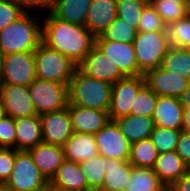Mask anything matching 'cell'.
I'll use <instances>...</instances> for the list:
<instances>
[{"instance_id": "f35d334b", "label": "cell", "mask_w": 190, "mask_h": 191, "mask_svg": "<svg viewBox=\"0 0 190 191\" xmlns=\"http://www.w3.org/2000/svg\"><path fill=\"white\" fill-rule=\"evenodd\" d=\"M15 119L4 116L0 120V148L16 149Z\"/></svg>"}, {"instance_id": "ee69618b", "label": "cell", "mask_w": 190, "mask_h": 191, "mask_svg": "<svg viewBox=\"0 0 190 191\" xmlns=\"http://www.w3.org/2000/svg\"><path fill=\"white\" fill-rule=\"evenodd\" d=\"M182 131L190 134V106L183 107Z\"/></svg>"}, {"instance_id": "2e32d148", "label": "cell", "mask_w": 190, "mask_h": 191, "mask_svg": "<svg viewBox=\"0 0 190 191\" xmlns=\"http://www.w3.org/2000/svg\"><path fill=\"white\" fill-rule=\"evenodd\" d=\"M68 108L74 132L95 134L110 121L107 111L84 108L70 103Z\"/></svg>"}, {"instance_id": "83f0119b", "label": "cell", "mask_w": 190, "mask_h": 191, "mask_svg": "<svg viewBox=\"0 0 190 191\" xmlns=\"http://www.w3.org/2000/svg\"><path fill=\"white\" fill-rule=\"evenodd\" d=\"M158 156L156 146L149 137L131 144L128 162L136 168H153Z\"/></svg>"}, {"instance_id": "f546056e", "label": "cell", "mask_w": 190, "mask_h": 191, "mask_svg": "<svg viewBox=\"0 0 190 191\" xmlns=\"http://www.w3.org/2000/svg\"><path fill=\"white\" fill-rule=\"evenodd\" d=\"M137 35V29L119 17L103 31L95 41H115L119 43H133Z\"/></svg>"}, {"instance_id": "db71d44e", "label": "cell", "mask_w": 190, "mask_h": 191, "mask_svg": "<svg viewBox=\"0 0 190 191\" xmlns=\"http://www.w3.org/2000/svg\"><path fill=\"white\" fill-rule=\"evenodd\" d=\"M44 191H57V190H55V189H52L50 186L47 188V189H45Z\"/></svg>"}, {"instance_id": "ffe728a7", "label": "cell", "mask_w": 190, "mask_h": 191, "mask_svg": "<svg viewBox=\"0 0 190 191\" xmlns=\"http://www.w3.org/2000/svg\"><path fill=\"white\" fill-rule=\"evenodd\" d=\"M116 17L117 0H92L85 27L97 37L103 33Z\"/></svg>"}, {"instance_id": "6da1fadb", "label": "cell", "mask_w": 190, "mask_h": 191, "mask_svg": "<svg viewBox=\"0 0 190 191\" xmlns=\"http://www.w3.org/2000/svg\"><path fill=\"white\" fill-rule=\"evenodd\" d=\"M42 21V42L78 65L95 46V36L84 25L71 24L48 12Z\"/></svg>"}, {"instance_id": "52a82bcc", "label": "cell", "mask_w": 190, "mask_h": 191, "mask_svg": "<svg viewBox=\"0 0 190 191\" xmlns=\"http://www.w3.org/2000/svg\"><path fill=\"white\" fill-rule=\"evenodd\" d=\"M28 88L37 115L68 107V85L36 78Z\"/></svg>"}, {"instance_id": "7402d4cb", "label": "cell", "mask_w": 190, "mask_h": 191, "mask_svg": "<svg viewBox=\"0 0 190 191\" xmlns=\"http://www.w3.org/2000/svg\"><path fill=\"white\" fill-rule=\"evenodd\" d=\"M152 169L165 186L171 187L190 167L176 151H171L159 154Z\"/></svg>"}, {"instance_id": "7bdbcfd3", "label": "cell", "mask_w": 190, "mask_h": 191, "mask_svg": "<svg viewBox=\"0 0 190 191\" xmlns=\"http://www.w3.org/2000/svg\"><path fill=\"white\" fill-rule=\"evenodd\" d=\"M171 188L174 191H190V169Z\"/></svg>"}, {"instance_id": "ac0fdd59", "label": "cell", "mask_w": 190, "mask_h": 191, "mask_svg": "<svg viewBox=\"0 0 190 191\" xmlns=\"http://www.w3.org/2000/svg\"><path fill=\"white\" fill-rule=\"evenodd\" d=\"M57 191H88L87 181L79 163L65 160L49 181Z\"/></svg>"}, {"instance_id": "8992f818", "label": "cell", "mask_w": 190, "mask_h": 191, "mask_svg": "<svg viewBox=\"0 0 190 191\" xmlns=\"http://www.w3.org/2000/svg\"><path fill=\"white\" fill-rule=\"evenodd\" d=\"M7 191H44L49 181L39 171L27 150L16 153L13 170L4 183Z\"/></svg>"}, {"instance_id": "ba28073f", "label": "cell", "mask_w": 190, "mask_h": 191, "mask_svg": "<svg viewBox=\"0 0 190 191\" xmlns=\"http://www.w3.org/2000/svg\"><path fill=\"white\" fill-rule=\"evenodd\" d=\"M36 79L34 52L5 55L0 73V84L29 87Z\"/></svg>"}, {"instance_id": "cb8c5ba5", "label": "cell", "mask_w": 190, "mask_h": 191, "mask_svg": "<svg viewBox=\"0 0 190 191\" xmlns=\"http://www.w3.org/2000/svg\"><path fill=\"white\" fill-rule=\"evenodd\" d=\"M16 150H29L42 141L39 115L15 119Z\"/></svg>"}, {"instance_id": "836d02e7", "label": "cell", "mask_w": 190, "mask_h": 191, "mask_svg": "<svg viewBox=\"0 0 190 191\" xmlns=\"http://www.w3.org/2000/svg\"><path fill=\"white\" fill-rule=\"evenodd\" d=\"M170 44L179 48L190 46V13L167 26Z\"/></svg>"}, {"instance_id": "bcb514c9", "label": "cell", "mask_w": 190, "mask_h": 191, "mask_svg": "<svg viewBox=\"0 0 190 191\" xmlns=\"http://www.w3.org/2000/svg\"><path fill=\"white\" fill-rule=\"evenodd\" d=\"M167 1H170L172 3H177V4L184 5L190 11V2H189V0H167Z\"/></svg>"}, {"instance_id": "8d00e7d4", "label": "cell", "mask_w": 190, "mask_h": 191, "mask_svg": "<svg viewBox=\"0 0 190 191\" xmlns=\"http://www.w3.org/2000/svg\"><path fill=\"white\" fill-rule=\"evenodd\" d=\"M167 32V26L157 14L152 4L145 5L137 32Z\"/></svg>"}, {"instance_id": "9a60e30c", "label": "cell", "mask_w": 190, "mask_h": 191, "mask_svg": "<svg viewBox=\"0 0 190 191\" xmlns=\"http://www.w3.org/2000/svg\"><path fill=\"white\" fill-rule=\"evenodd\" d=\"M146 85L157 95L180 98L190 82L184 77L172 74L161 67L148 71Z\"/></svg>"}, {"instance_id": "7c38bea8", "label": "cell", "mask_w": 190, "mask_h": 191, "mask_svg": "<svg viewBox=\"0 0 190 191\" xmlns=\"http://www.w3.org/2000/svg\"><path fill=\"white\" fill-rule=\"evenodd\" d=\"M0 100L6 116L13 119L37 115L26 86L0 84Z\"/></svg>"}, {"instance_id": "b9f144b4", "label": "cell", "mask_w": 190, "mask_h": 191, "mask_svg": "<svg viewBox=\"0 0 190 191\" xmlns=\"http://www.w3.org/2000/svg\"><path fill=\"white\" fill-rule=\"evenodd\" d=\"M20 4L25 10L34 8L50 9L53 0H14Z\"/></svg>"}, {"instance_id": "f5cc1de1", "label": "cell", "mask_w": 190, "mask_h": 191, "mask_svg": "<svg viewBox=\"0 0 190 191\" xmlns=\"http://www.w3.org/2000/svg\"><path fill=\"white\" fill-rule=\"evenodd\" d=\"M162 191H174L171 187L165 186V188Z\"/></svg>"}, {"instance_id": "d6a6232c", "label": "cell", "mask_w": 190, "mask_h": 191, "mask_svg": "<svg viewBox=\"0 0 190 191\" xmlns=\"http://www.w3.org/2000/svg\"><path fill=\"white\" fill-rule=\"evenodd\" d=\"M158 96L145 84L137 93L131 115L153 117Z\"/></svg>"}, {"instance_id": "816d5d0a", "label": "cell", "mask_w": 190, "mask_h": 191, "mask_svg": "<svg viewBox=\"0 0 190 191\" xmlns=\"http://www.w3.org/2000/svg\"><path fill=\"white\" fill-rule=\"evenodd\" d=\"M90 191H111V190H108V189H105V188H96V189H93V190H90Z\"/></svg>"}, {"instance_id": "3957f363", "label": "cell", "mask_w": 190, "mask_h": 191, "mask_svg": "<svg viewBox=\"0 0 190 191\" xmlns=\"http://www.w3.org/2000/svg\"><path fill=\"white\" fill-rule=\"evenodd\" d=\"M111 93L112 84L87 76L77 68L69 84V103L108 112Z\"/></svg>"}, {"instance_id": "f6af8a7d", "label": "cell", "mask_w": 190, "mask_h": 191, "mask_svg": "<svg viewBox=\"0 0 190 191\" xmlns=\"http://www.w3.org/2000/svg\"><path fill=\"white\" fill-rule=\"evenodd\" d=\"M179 99L183 107L190 106V82L188 83L187 88L183 91V94Z\"/></svg>"}, {"instance_id": "7dc6e473", "label": "cell", "mask_w": 190, "mask_h": 191, "mask_svg": "<svg viewBox=\"0 0 190 191\" xmlns=\"http://www.w3.org/2000/svg\"><path fill=\"white\" fill-rule=\"evenodd\" d=\"M4 107L2 106V102L0 100V120L5 116Z\"/></svg>"}, {"instance_id": "f1b7e54d", "label": "cell", "mask_w": 190, "mask_h": 191, "mask_svg": "<svg viewBox=\"0 0 190 191\" xmlns=\"http://www.w3.org/2000/svg\"><path fill=\"white\" fill-rule=\"evenodd\" d=\"M165 185L152 168H132L131 177L124 191H162Z\"/></svg>"}, {"instance_id": "11a10c76", "label": "cell", "mask_w": 190, "mask_h": 191, "mask_svg": "<svg viewBox=\"0 0 190 191\" xmlns=\"http://www.w3.org/2000/svg\"><path fill=\"white\" fill-rule=\"evenodd\" d=\"M186 49H187V51H188V53L190 55V46H188Z\"/></svg>"}, {"instance_id": "d590c367", "label": "cell", "mask_w": 190, "mask_h": 191, "mask_svg": "<svg viewBox=\"0 0 190 191\" xmlns=\"http://www.w3.org/2000/svg\"><path fill=\"white\" fill-rule=\"evenodd\" d=\"M144 6L134 0H117V17L138 29Z\"/></svg>"}, {"instance_id": "74e56055", "label": "cell", "mask_w": 190, "mask_h": 191, "mask_svg": "<svg viewBox=\"0 0 190 191\" xmlns=\"http://www.w3.org/2000/svg\"><path fill=\"white\" fill-rule=\"evenodd\" d=\"M25 11L14 0H0V31L15 22Z\"/></svg>"}, {"instance_id": "ab89813d", "label": "cell", "mask_w": 190, "mask_h": 191, "mask_svg": "<svg viewBox=\"0 0 190 191\" xmlns=\"http://www.w3.org/2000/svg\"><path fill=\"white\" fill-rule=\"evenodd\" d=\"M18 151L14 148H0V182L5 183L9 178Z\"/></svg>"}, {"instance_id": "60d3db41", "label": "cell", "mask_w": 190, "mask_h": 191, "mask_svg": "<svg viewBox=\"0 0 190 191\" xmlns=\"http://www.w3.org/2000/svg\"><path fill=\"white\" fill-rule=\"evenodd\" d=\"M175 151L190 167V134L181 132Z\"/></svg>"}, {"instance_id": "277c9868", "label": "cell", "mask_w": 190, "mask_h": 191, "mask_svg": "<svg viewBox=\"0 0 190 191\" xmlns=\"http://www.w3.org/2000/svg\"><path fill=\"white\" fill-rule=\"evenodd\" d=\"M36 78L70 84L77 66L67 56L41 42L34 51Z\"/></svg>"}, {"instance_id": "d4e9b609", "label": "cell", "mask_w": 190, "mask_h": 191, "mask_svg": "<svg viewBox=\"0 0 190 191\" xmlns=\"http://www.w3.org/2000/svg\"><path fill=\"white\" fill-rule=\"evenodd\" d=\"M104 168L106 174L102 188L111 191H124L131 177L133 166L128 161L105 158Z\"/></svg>"}, {"instance_id": "7a4b0ae2", "label": "cell", "mask_w": 190, "mask_h": 191, "mask_svg": "<svg viewBox=\"0 0 190 191\" xmlns=\"http://www.w3.org/2000/svg\"><path fill=\"white\" fill-rule=\"evenodd\" d=\"M26 10L15 22L0 31V50L5 55L34 52L42 42V23Z\"/></svg>"}, {"instance_id": "e575fe53", "label": "cell", "mask_w": 190, "mask_h": 191, "mask_svg": "<svg viewBox=\"0 0 190 191\" xmlns=\"http://www.w3.org/2000/svg\"><path fill=\"white\" fill-rule=\"evenodd\" d=\"M151 4L166 26L190 13L184 5L167 0H152Z\"/></svg>"}, {"instance_id": "c3c4849f", "label": "cell", "mask_w": 190, "mask_h": 191, "mask_svg": "<svg viewBox=\"0 0 190 191\" xmlns=\"http://www.w3.org/2000/svg\"><path fill=\"white\" fill-rule=\"evenodd\" d=\"M134 1H137L143 5H149L152 2V0H134Z\"/></svg>"}, {"instance_id": "9c48e42d", "label": "cell", "mask_w": 190, "mask_h": 191, "mask_svg": "<svg viewBox=\"0 0 190 191\" xmlns=\"http://www.w3.org/2000/svg\"><path fill=\"white\" fill-rule=\"evenodd\" d=\"M146 84L144 75L125 76L112 84L109 118L114 121L128 116L139 90Z\"/></svg>"}, {"instance_id": "30bf717a", "label": "cell", "mask_w": 190, "mask_h": 191, "mask_svg": "<svg viewBox=\"0 0 190 191\" xmlns=\"http://www.w3.org/2000/svg\"><path fill=\"white\" fill-rule=\"evenodd\" d=\"M99 155L121 161H129L131 143L121 133L115 121H109L102 129L94 134Z\"/></svg>"}, {"instance_id": "5b68a950", "label": "cell", "mask_w": 190, "mask_h": 191, "mask_svg": "<svg viewBox=\"0 0 190 191\" xmlns=\"http://www.w3.org/2000/svg\"><path fill=\"white\" fill-rule=\"evenodd\" d=\"M138 70L142 75L161 66L170 48L168 32H137L133 42Z\"/></svg>"}, {"instance_id": "5bb4252c", "label": "cell", "mask_w": 190, "mask_h": 191, "mask_svg": "<svg viewBox=\"0 0 190 191\" xmlns=\"http://www.w3.org/2000/svg\"><path fill=\"white\" fill-rule=\"evenodd\" d=\"M77 68L87 76L110 84H115L125 77L117 65L109 61L96 46L78 64Z\"/></svg>"}, {"instance_id": "1f68e13d", "label": "cell", "mask_w": 190, "mask_h": 191, "mask_svg": "<svg viewBox=\"0 0 190 191\" xmlns=\"http://www.w3.org/2000/svg\"><path fill=\"white\" fill-rule=\"evenodd\" d=\"M182 130L162 128L155 125L150 139L159 154L175 151Z\"/></svg>"}, {"instance_id": "44dd1931", "label": "cell", "mask_w": 190, "mask_h": 191, "mask_svg": "<svg viewBox=\"0 0 190 191\" xmlns=\"http://www.w3.org/2000/svg\"><path fill=\"white\" fill-rule=\"evenodd\" d=\"M65 160L80 163L99 154L94 134L73 132L64 143Z\"/></svg>"}, {"instance_id": "4316f807", "label": "cell", "mask_w": 190, "mask_h": 191, "mask_svg": "<svg viewBox=\"0 0 190 191\" xmlns=\"http://www.w3.org/2000/svg\"><path fill=\"white\" fill-rule=\"evenodd\" d=\"M160 67L190 81V55L186 48L171 45Z\"/></svg>"}, {"instance_id": "681fc988", "label": "cell", "mask_w": 190, "mask_h": 191, "mask_svg": "<svg viewBox=\"0 0 190 191\" xmlns=\"http://www.w3.org/2000/svg\"><path fill=\"white\" fill-rule=\"evenodd\" d=\"M3 58H4V54H3L2 51L0 50V73H1L2 64H3Z\"/></svg>"}, {"instance_id": "603a6c76", "label": "cell", "mask_w": 190, "mask_h": 191, "mask_svg": "<svg viewBox=\"0 0 190 191\" xmlns=\"http://www.w3.org/2000/svg\"><path fill=\"white\" fill-rule=\"evenodd\" d=\"M92 0H53L48 10L55 18L84 25Z\"/></svg>"}, {"instance_id": "8fae6325", "label": "cell", "mask_w": 190, "mask_h": 191, "mask_svg": "<svg viewBox=\"0 0 190 191\" xmlns=\"http://www.w3.org/2000/svg\"><path fill=\"white\" fill-rule=\"evenodd\" d=\"M39 117L44 143L63 146L74 132L68 107L41 114Z\"/></svg>"}, {"instance_id": "f907efd6", "label": "cell", "mask_w": 190, "mask_h": 191, "mask_svg": "<svg viewBox=\"0 0 190 191\" xmlns=\"http://www.w3.org/2000/svg\"><path fill=\"white\" fill-rule=\"evenodd\" d=\"M0 191H7V188L3 182H0Z\"/></svg>"}, {"instance_id": "d6986e66", "label": "cell", "mask_w": 190, "mask_h": 191, "mask_svg": "<svg viewBox=\"0 0 190 191\" xmlns=\"http://www.w3.org/2000/svg\"><path fill=\"white\" fill-rule=\"evenodd\" d=\"M152 118L154 124L158 127L182 130L183 105L180 99L158 96Z\"/></svg>"}, {"instance_id": "e0dca14e", "label": "cell", "mask_w": 190, "mask_h": 191, "mask_svg": "<svg viewBox=\"0 0 190 191\" xmlns=\"http://www.w3.org/2000/svg\"><path fill=\"white\" fill-rule=\"evenodd\" d=\"M39 171L50 181L56 174L57 169L65 161L63 147L59 145L39 143L27 150Z\"/></svg>"}, {"instance_id": "4dcf8cb0", "label": "cell", "mask_w": 190, "mask_h": 191, "mask_svg": "<svg viewBox=\"0 0 190 191\" xmlns=\"http://www.w3.org/2000/svg\"><path fill=\"white\" fill-rule=\"evenodd\" d=\"M104 160L105 157L98 154L91 159L79 163L87 181L88 191L102 187L106 174Z\"/></svg>"}, {"instance_id": "484cf974", "label": "cell", "mask_w": 190, "mask_h": 191, "mask_svg": "<svg viewBox=\"0 0 190 191\" xmlns=\"http://www.w3.org/2000/svg\"><path fill=\"white\" fill-rule=\"evenodd\" d=\"M114 121L131 144L149 138L155 127L153 118L146 116L130 114Z\"/></svg>"}, {"instance_id": "4fadbf2b", "label": "cell", "mask_w": 190, "mask_h": 191, "mask_svg": "<svg viewBox=\"0 0 190 191\" xmlns=\"http://www.w3.org/2000/svg\"><path fill=\"white\" fill-rule=\"evenodd\" d=\"M95 46L106 55L109 61L117 65L124 76L142 75L138 70L133 43L95 41Z\"/></svg>"}]
</instances>
